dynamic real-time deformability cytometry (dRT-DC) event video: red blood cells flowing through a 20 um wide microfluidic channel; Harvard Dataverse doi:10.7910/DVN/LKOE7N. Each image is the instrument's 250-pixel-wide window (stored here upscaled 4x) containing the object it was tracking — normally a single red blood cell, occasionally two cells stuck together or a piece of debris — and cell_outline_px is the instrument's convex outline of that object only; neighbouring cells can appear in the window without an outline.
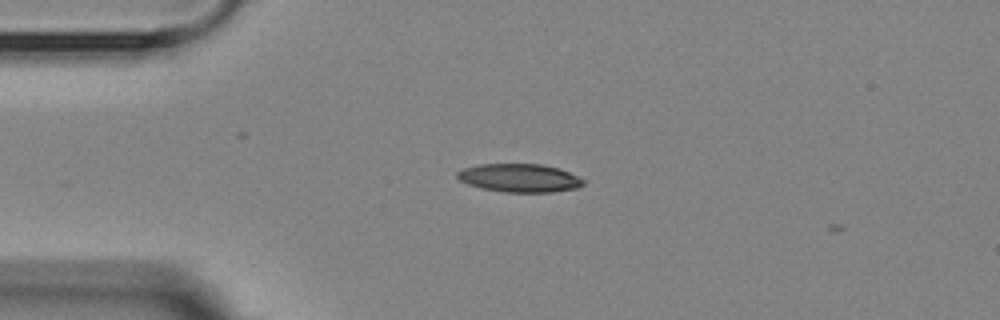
{"species": "Egyptian fruit bat (a non-hibernating species)", "species_latin": "Rousettus aegyptiacus", "temperature_condition": "room temperature", "stored_images_in_passage": 2, "camera_frame_rate_fps": 3000, "um_per_image_px": 0.085, "animal": {"sex": "female"}, "frame": {"image": 1, "passage_image": 1, "time_ms": 0.0, "image_size_px": [1000, 320], "cell_outline_px": [[584, 184], [576, 188], [552, 192], [504, 192], [480, 188], [468, 184], [460, 180], [456, 176], [456, 172], [464, 168], [480, 164], [544, 164], [560, 168], [584, 180]], "centroid_in_image_um": [44.14, 15.12], "position_along_channel_um": 40.9, "area_um2": 20.81}}